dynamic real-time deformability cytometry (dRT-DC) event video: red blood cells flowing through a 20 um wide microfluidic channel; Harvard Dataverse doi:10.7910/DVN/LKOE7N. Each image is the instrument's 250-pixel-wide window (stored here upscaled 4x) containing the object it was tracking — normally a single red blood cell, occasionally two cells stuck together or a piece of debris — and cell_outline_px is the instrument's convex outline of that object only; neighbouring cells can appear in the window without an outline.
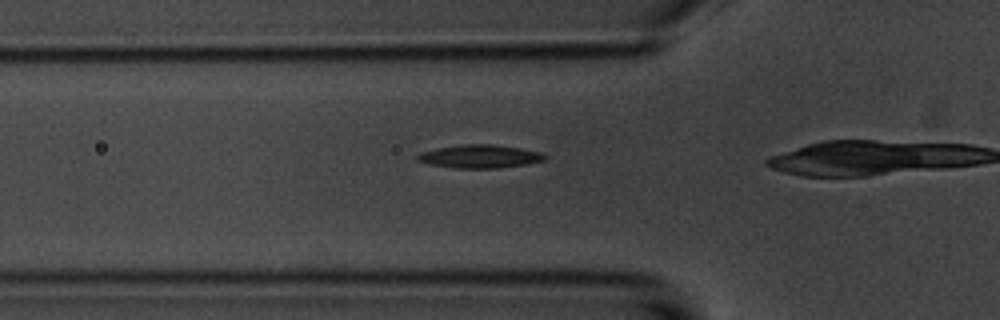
{"species": "common noctule bat (a hibernating species)", "species_latin": "Nyctalus noctula", "temperature_condition": "room temperature", "stored_images_in_passage": 16, "camera_frame_rate_fps": 3000, "um_per_image_px": 0.085, "animal": {"sex": "male", "body_mass_g": 20.1, "forearm_length_mm": 53.5}, "frame": {"image": 1, "passage_image": 14, "time_ms": 4.333, "image_size_px": [1000, 320], "cell_outline_px": [[548, 156], [544, 160], [524, 164], [496, 168], [456, 168], [432, 164], [416, 160], [416, 156], [420, 152], [436, 148], [464, 144], [492, 144], [520, 148], [540, 152]], "centroid_in_image_um": [40.77, 13.28], "position_along_channel_um": 85.0, "area_um2": 17.05}}